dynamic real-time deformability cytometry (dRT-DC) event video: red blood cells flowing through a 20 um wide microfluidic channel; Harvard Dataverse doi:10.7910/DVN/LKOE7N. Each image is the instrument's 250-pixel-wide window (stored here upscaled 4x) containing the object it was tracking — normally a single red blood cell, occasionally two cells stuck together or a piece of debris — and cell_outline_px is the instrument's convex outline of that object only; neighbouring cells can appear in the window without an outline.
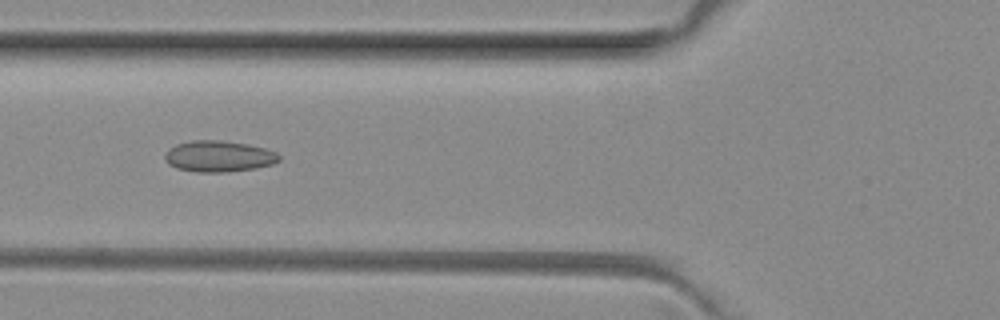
{"species": "common noctule bat (a hibernating species)", "species_latin": "Nyctalus noctula", "temperature_condition": "room temperature", "stored_images_in_passage": 37, "camera_frame_rate_fps": 3000, "um_per_image_px": 0.085, "animal": {"sex": "female", "body_mass_g": 29.2, "forearm_length_mm": 56.3}, "frame": {"image": 1, "passage_image": 13, "time_ms": 4.0, "image_size_px": [1000, 320], "cell_outline_px": [[280, 160], [272, 164], [256, 168], [228, 172], [196, 172], [176, 168], [168, 164], [164, 156], [168, 148], [176, 144], [192, 140], [220, 140], [248, 144], [264, 148], [276, 152], [280, 156]], "centroid_in_image_um": [18.58, 13.28], "position_along_channel_um": 107.2, "area_um2": 20.87}}
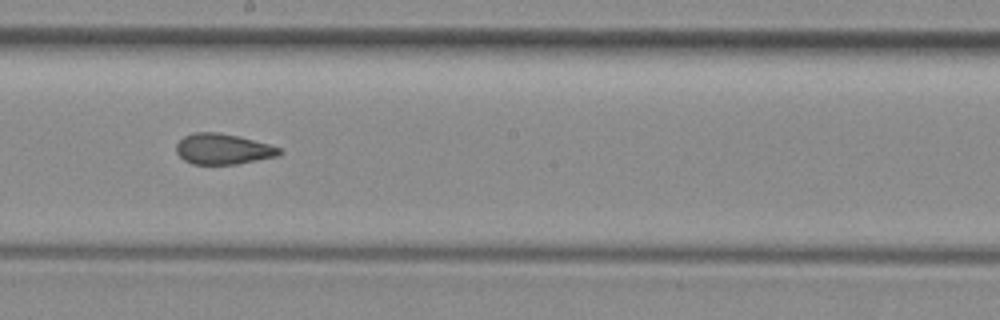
{"frame": {"image": 2, "passage_image": 22, "time_ms": 7.0, "image_size_px": [1000, 320], "cell_outline_px": [[280, 152], [276, 156], [236, 164], [192, 164], [184, 160], [176, 152], [176, 144], [184, 136], [192, 132], [220, 132], [240, 136], [268, 144], [280, 148]], "centroid_in_image_um": [18.9, 12.65], "position_along_channel_um": 229.3, "area_um2": 18.32}}
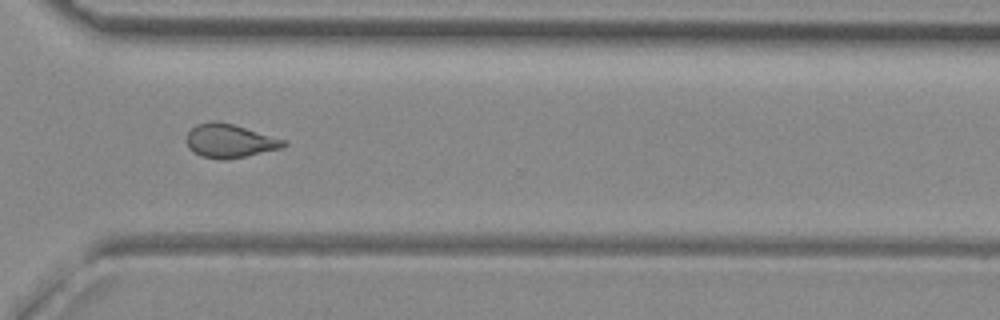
{"frame": {"image": 3, "passage_image": 31, "time_ms": 10.0, "image_size_px": [1000, 320], "cell_outline_px": [[288, 144], [284, 148], [228, 160], [220, 160], [200, 156], [192, 152], [188, 148], [184, 140], [188, 132], [196, 124], [212, 120], [216, 120], [232, 124], [284, 140]], "centroid_in_image_um": [19.46, 11.99], "position_along_channel_um": 351.1, "area_um2": 19.31}, "authors_computed_cell_mechanics": {"area_um2": 19.2474, "velocity_mm_per_s": 4.0649, "shape_relaxation_time_tau1_ms": null, "shape_relaxation_time_tau2_ms": 1.5683, "deformation_change_tau1": null, "deformation_change_tau2": 0.0806}}